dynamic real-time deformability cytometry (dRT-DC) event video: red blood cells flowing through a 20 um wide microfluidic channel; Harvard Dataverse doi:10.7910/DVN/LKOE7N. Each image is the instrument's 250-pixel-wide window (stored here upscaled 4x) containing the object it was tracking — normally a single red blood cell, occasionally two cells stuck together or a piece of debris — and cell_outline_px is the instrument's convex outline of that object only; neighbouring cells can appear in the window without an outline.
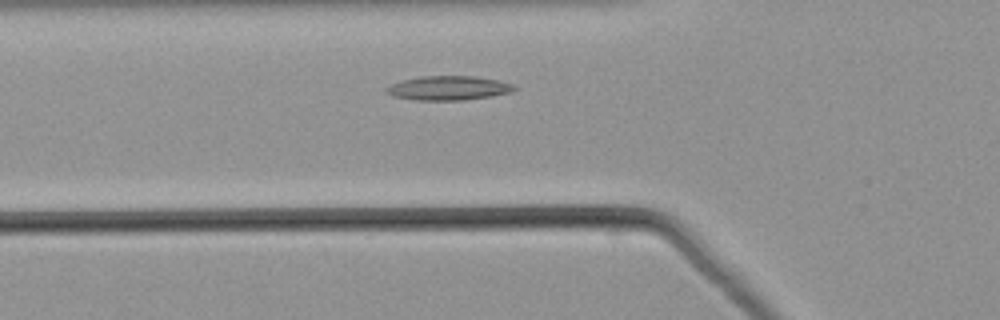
{"species": "common noctule bat (a hibernating species)", "species_latin": "Nyctalus noctula", "temperature_condition": "warm", "stored_images_in_passage": 40, "camera_frame_rate_fps": 3000, "um_per_image_px": 0.085, "animal": {"sex": "male", "body_mass_g": 21.5, "forearm_length_mm": 52.0}, "frame": {"image": 1, "passage_image": 7, "time_ms": 2.0, "image_size_px": [1000, 320], "cell_outline_px": [[520, 88], [512, 92], [492, 96], [460, 100], [416, 100], [392, 96], [384, 92], [384, 88], [392, 84], [404, 80], [420, 76], [476, 76], [496, 80], [512, 84]], "centroid_in_image_um": [38.12, 7.48], "position_along_channel_um": 87.7, "area_um2": 18.09}}
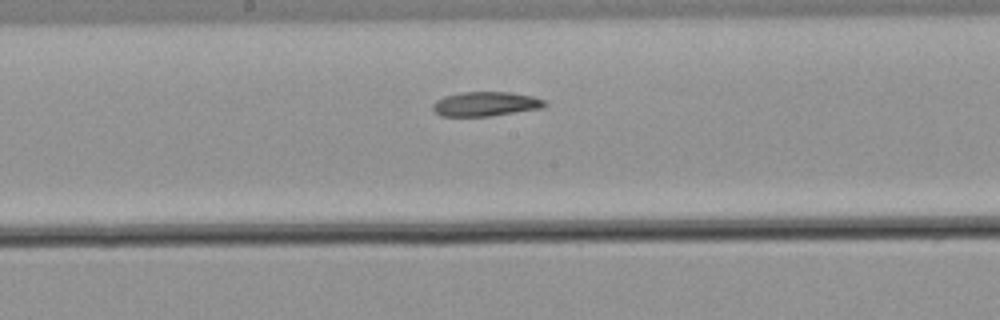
{"frame": {"image": 2, "passage_image": 16, "time_ms": 5.0, "image_size_px": [1000, 320], "cell_outline_px": [[548, 104], [544, 108], [488, 116], [440, 116], [432, 108], [432, 104], [436, 100], [444, 96], [460, 92], [512, 92], [532, 96], [544, 100]], "centroid_in_image_um": [41.28, 8.83], "position_along_channel_um": 206.9, "area_um2": 16.01}}
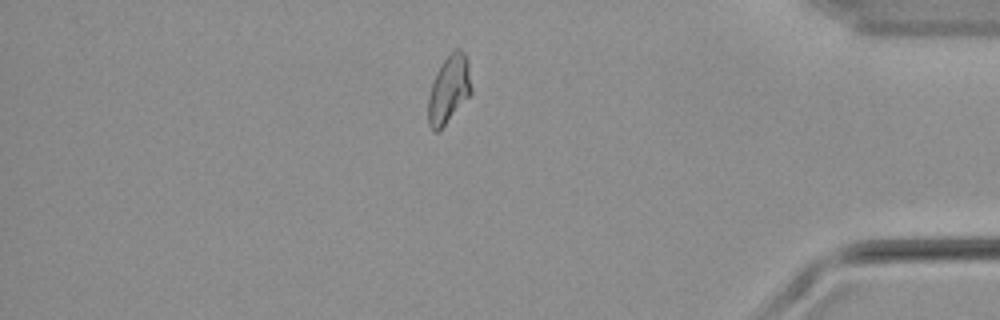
{"frame": {"image": 3, "passage_image": 33, "time_ms": 10.667, "image_size_px": [1000, 320], "cell_outline_px": [[472, 92], [444, 124], [436, 132], [432, 132], [428, 124], [428, 96], [436, 72], [440, 64], [456, 48], [460, 48], [464, 52], [468, 60], [472, 88]], "centroid_in_image_um": [38.15, 7.56], "position_along_channel_um": 397.0, "area_um2": 16.88}}